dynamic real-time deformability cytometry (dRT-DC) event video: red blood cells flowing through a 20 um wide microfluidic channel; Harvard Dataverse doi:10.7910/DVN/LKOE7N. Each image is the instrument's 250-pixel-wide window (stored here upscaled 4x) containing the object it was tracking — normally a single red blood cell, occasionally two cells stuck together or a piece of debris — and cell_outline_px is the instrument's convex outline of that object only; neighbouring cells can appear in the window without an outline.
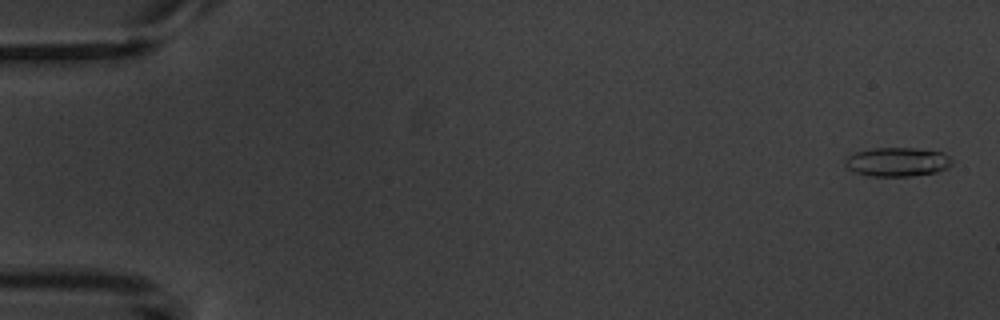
{"species": "common noctule bat (a hibernating species)", "species_latin": "Nyctalus noctula", "temperature_condition": "warm", "stored_images_in_passage": 6, "camera_frame_rate_fps": 3000, "um_per_image_px": 0.085, "animal": {"sex": "male", "body_mass_g": 20.1, "forearm_length_mm": 53.5}, "frame": {"image": 1, "passage_image": 1, "time_ms": 0.0, "image_size_px": [1000, 320], "cell_outline_px": [[952, 164], [948, 168], [936, 172], [912, 176], [872, 176], [856, 172], [848, 168], [844, 164], [844, 160], [848, 156], [856, 152], [872, 148], [916, 148], [944, 152], [952, 160]], "centroid_in_image_um": [76.29, 13.76], "position_along_channel_um": 8.7, "area_um2": 18.09}}
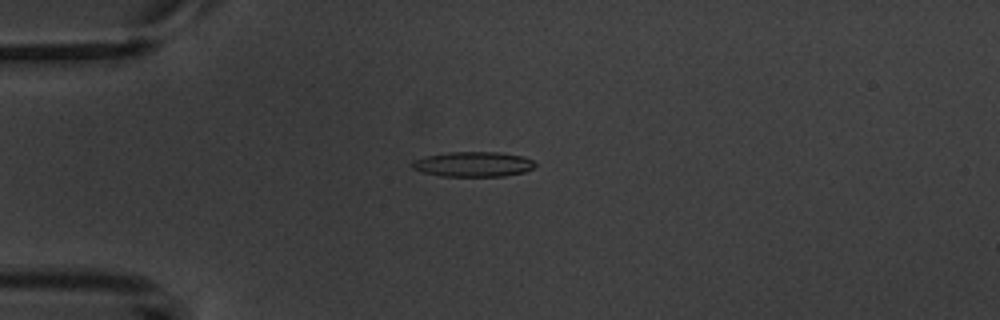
{"frame": {"image": 2, "passage_image": 5, "time_ms": 4.333, "image_size_px": [1000, 320], "cell_outline_px": [[536, 164], [532, 168], [524, 172], [504, 176], [440, 176], [424, 172], [412, 168], [408, 164], [416, 160], [428, 156], [452, 152], [500, 152], [524, 156], [532, 160]], "centroid_in_image_um": [40.25, 13.96], "position_along_channel_um": 44.8, "area_um2": 17.8}}